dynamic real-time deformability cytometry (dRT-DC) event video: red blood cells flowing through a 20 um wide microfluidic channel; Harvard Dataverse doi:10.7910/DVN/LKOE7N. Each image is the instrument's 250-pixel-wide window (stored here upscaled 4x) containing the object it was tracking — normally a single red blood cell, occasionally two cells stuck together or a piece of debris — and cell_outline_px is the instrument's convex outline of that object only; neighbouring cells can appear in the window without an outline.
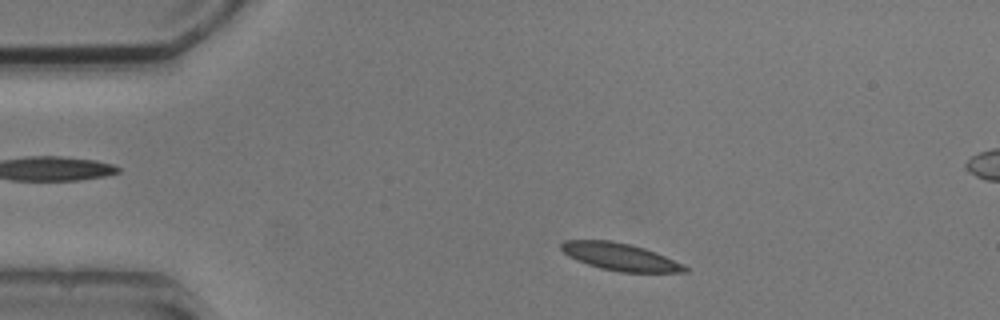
{"species": "common noctule bat (a hibernating species)", "species_latin": "Nyctalus noctula", "temperature_condition": "cold", "stored_images_in_passage": 8, "camera_frame_rate_fps": 3000, "um_per_image_px": 0.085, "animal": {"sex": "male", "body_mass_g": 20.5, "forearm_length_mm": 52.5}, "frame": {"image": 1, "passage_image": 1, "time_ms": 0.0, "image_size_px": [1000, 320], "cell_outline_px": [[688, 272], [620, 272], [600, 268], [588, 264], [568, 256], [560, 248], [560, 244], [564, 240], [608, 240], [628, 244], [644, 248], [656, 252], [684, 264], [688, 268]], "centroid_in_image_um": [52.72, 21.83], "position_along_channel_um": 32.3, "area_um2": 19.59}}